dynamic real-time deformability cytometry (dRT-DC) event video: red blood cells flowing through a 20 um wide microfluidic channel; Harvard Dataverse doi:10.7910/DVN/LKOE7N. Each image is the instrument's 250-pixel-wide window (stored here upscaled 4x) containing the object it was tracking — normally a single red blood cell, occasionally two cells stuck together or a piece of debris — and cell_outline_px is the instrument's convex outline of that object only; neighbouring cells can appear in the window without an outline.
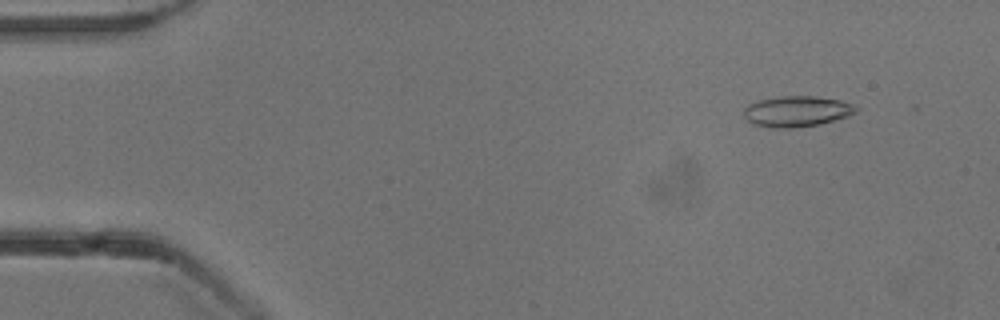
{"species": "common noctule bat (a hibernating species)", "species_latin": "Nyctalus noctula", "temperature_condition": "cold", "stored_images_in_passage": 24, "camera_frame_rate_fps": 3000, "um_per_image_px": 0.085, "animal": {"sex": "male", "body_mass_g": 13.3}, "frame": {"image": 1, "passage_image": 6, "time_ms": 1.667, "image_size_px": [1000, 320], "cell_outline_px": [[856, 112], [848, 116], [820, 124], [792, 128], [772, 128], [752, 124], [744, 116], [744, 108], [748, 104], [760, 100], [780, 96], [816, 96], [840, 100], [852, 104], [856, 108]], "centroid_in_image_um": [67.7, 9.47], "position_along_channel_um": 17.3, "area_um2": 20.06}}
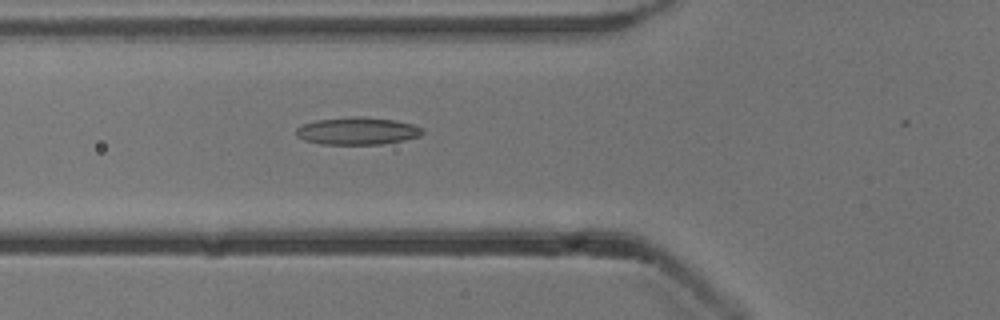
{"frame": {"image": 2, "passage_image": 20, "time_ms": 6.333, "image_size_px": [1000, 320], "cell_outline_px": [[424, 132], [420, 136], [404, 140], [380, 144], [320, 144], [304, 140], [296, 136], [296, 128], [304, 124], [316, 120], [352, 116], [364, 116], [396, 120], [412, 124], [424, 128]], "centroid_in_image_um": [30.39, 11.12], "position_along_channel_um": 95.4, "area_um2": 20.35}}
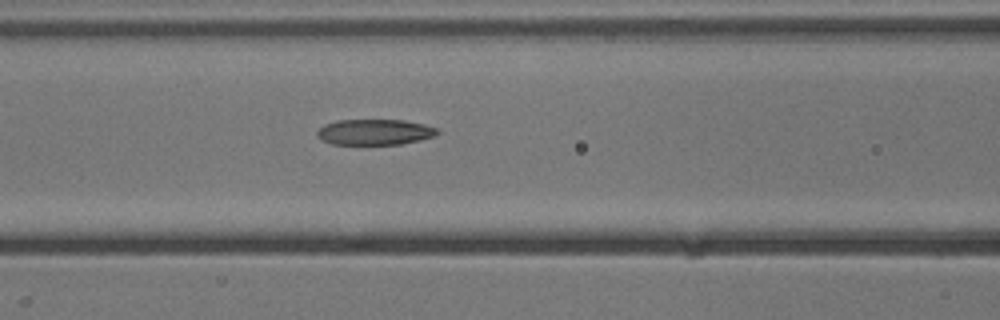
{"frame": {"image": 3, "passage_image": 23, "time_ms": 7.333, "image_size_px": [1000, 320], "cell_outline_px": [[440, 132], [436, 136], [420, 140], [400, 144], [332, 144], [320, 140], [316, 136], [316, 132], [324, 124], [336, 120], [404, 120], [424, 124], [436, 128]], "centroid_in_image_um": [31.83, 11.22], "position_along_channel_um": 134.8, "area_um2": 18.15}}